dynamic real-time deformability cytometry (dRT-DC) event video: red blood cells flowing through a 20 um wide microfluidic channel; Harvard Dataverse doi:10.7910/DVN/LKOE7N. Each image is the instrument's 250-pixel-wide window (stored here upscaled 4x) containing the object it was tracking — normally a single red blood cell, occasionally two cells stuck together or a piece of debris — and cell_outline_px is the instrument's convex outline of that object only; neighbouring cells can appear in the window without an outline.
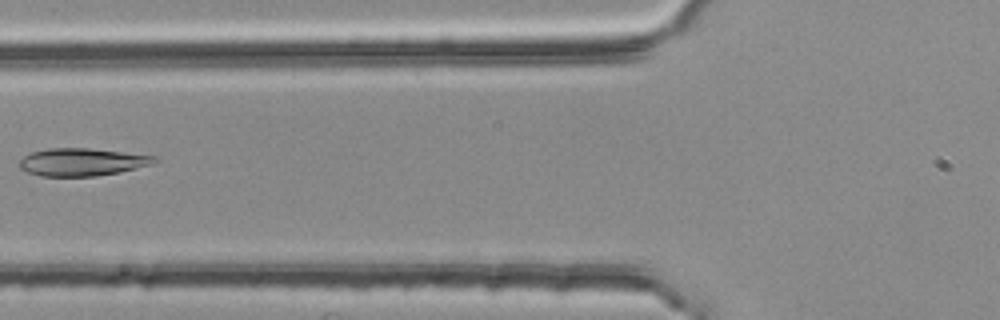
{"species": "common noctule bat (a hibernating species)", "species_latin": "Nyctalus noctula", "temperature_condition": "room temperature", "stored_images_in_passage": 3, "camera_frame_rate_fps": 3000, "um_per_image_px": 0.085, "animal": {"sex": "female", "body_mass_g": 25.1}, "frame": {"image": 1, "passage_image": 3, "time_ms": 0.667, "image_size_px": [1000, 320], "cell_outline_px": [[160, 160], [148, 164], [116, 172], [96, 176], [40, 176], [28, 172], [20, 168], [20, 160], [24, 156], [32, 152], [48, 148], [88, 148], [156, 156]], "centroid_in_image_um": [6.91, 13.76], "position_along_channel_um": 118.9, "area_um2": 21.33}}